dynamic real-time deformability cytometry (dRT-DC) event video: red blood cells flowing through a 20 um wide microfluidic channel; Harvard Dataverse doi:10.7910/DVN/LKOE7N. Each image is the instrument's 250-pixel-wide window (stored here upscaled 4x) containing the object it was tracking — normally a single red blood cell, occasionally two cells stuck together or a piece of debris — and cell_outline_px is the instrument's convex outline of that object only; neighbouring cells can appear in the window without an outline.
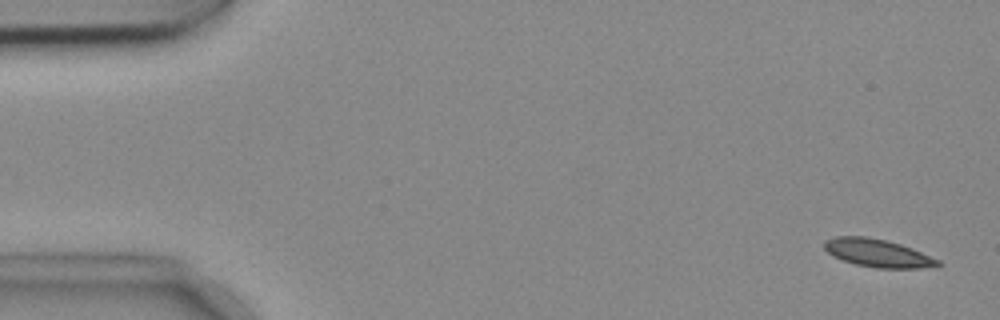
{"species": "common noctule bat (a hibernating species)", "species_latin": "Nyctalus noctula", "temperature_condition": "cold", "stored_images_in_passage": 54, "camera_frame_rate_fps": 3000, "um_per_image_px": 0.085, "animal": {"sex": "female", "body_mass_g": 18.4}, "frame": {"image": 1, "passage_image": 2, "time_ms": 0.333, "image_size_px": [1000, 320], "cell_outline_px": [[944, 264], [920, 268], [876, 268], [856, 264], [832, 256], [824, 248], [824, 240], [836, 236], [864, 236], [884, 240], [900, 244], [912, 248], [940, 260]], "centroid_in_image_um": [74.6, 21.51], "position_along_channel_um": 10.4, "area_um2": 18.38}}
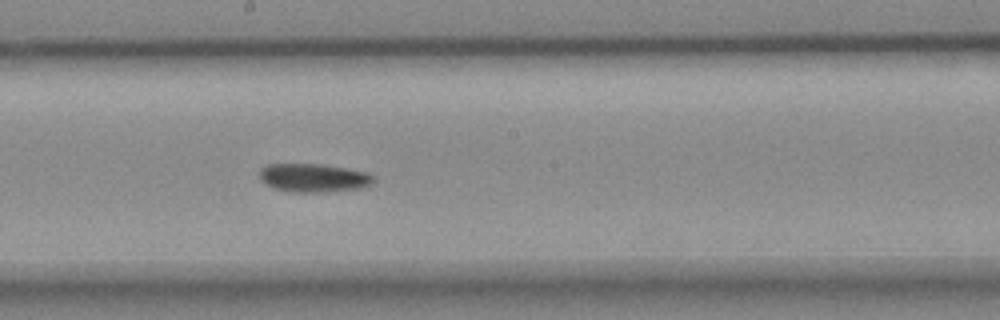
{"frame": {"image": 2, "passage_image": 29, "time_ms": 9.333, "image_size_px": [1000, 320], "cell_outline_px": [[376, 184], [360, 188], [320, 192], [288, 192], [276, 188], [260, 180], [260, 168], [268, 164], [320, 164], [368, 172], [376, 176]], "centroid_in_image_um": [26.72, 15.11], "position_along_channel_um": 221.5, "area_um2": 19.02}}
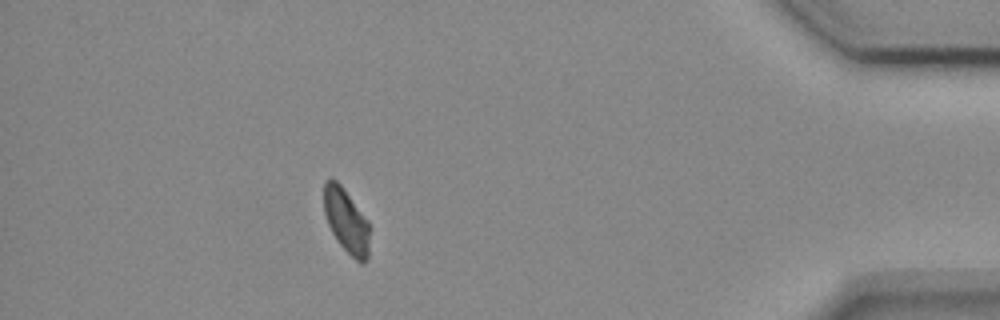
{"frame": {"image": 3, "passage_image": 48, "time_ms": 15.667, "image_size_px": [1000, 320], "cell_outline_px": [[368, 256], [364, 264], [360, 264], [340, 244], [332, 232], [328, 224], [324, 212], [324, 180], [336, 180], [340, 184], [368, 220]], "centroid_in_image_um": [29.43, 18.77], "position_along_channel_um": 405.8, "area_um2": 16.76}, "authors_computed_cell_mechanics": {"area_um2": 18.6116, "velocity_mm_per_s": 3.7015, "shape_relaxation_time_tau1_ms": 10.0372, "shape_relaxation_time_tau2_ms": null, "deformation_change_tau1": 0.1493, "deformation_change_tau2": null}}